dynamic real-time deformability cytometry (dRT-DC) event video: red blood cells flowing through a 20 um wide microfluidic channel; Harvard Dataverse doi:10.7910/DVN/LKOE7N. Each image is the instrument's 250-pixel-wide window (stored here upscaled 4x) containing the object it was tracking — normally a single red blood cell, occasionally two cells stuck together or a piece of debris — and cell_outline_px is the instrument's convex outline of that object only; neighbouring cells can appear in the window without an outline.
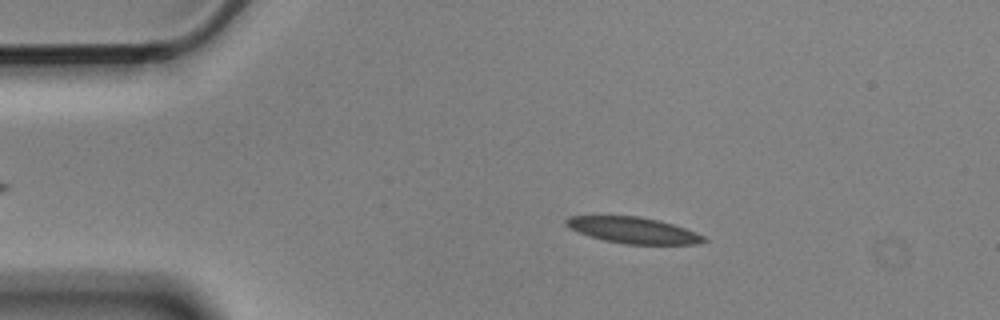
{"species": "Egyptian fruit bat (a non-hibernating species)", "species_latin": "Rousettus aegyptiacus", "temperature_condition": "cold", "stored_images_in_passage": 5, "camera_frame_rate_fps": 3000, "um_per_image_px": 0.085, "animal": {"sex": "male"}, "frame": {"image": 1, "passage_image": 2, "time_ms": 0.333, "image_size_px": [1000, 320], "cell_outline_px": [[708, 240], [696, 244], [624, 244], [604, 240], [588, 236], [568, 228], [564, 224], [564, 220], [568, 216], [636, 216], [656, 220], [672, 224], [684, 228], [704, 236]], "centroid_in_image_um": [53.76, 19.57], "position_along_channel_um": 31.2, "area_um2": 20.87}}
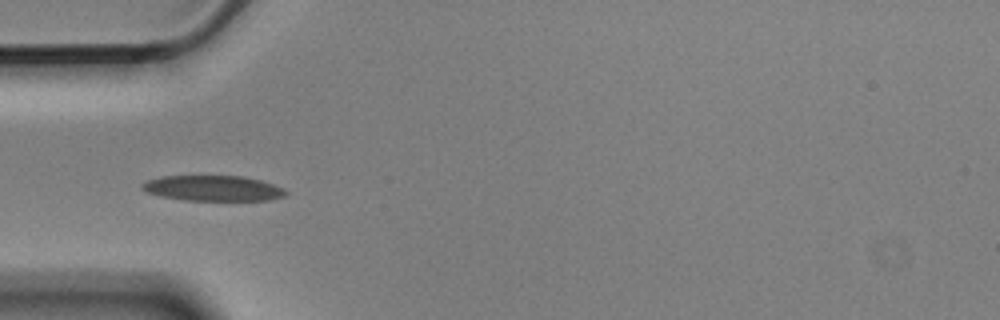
{"frame": {"image": 2, "passage_image": 4, "time_ms": 1.0, "image_size_px": [1000, 320], "cell_outline_px": [[288, 192], [284, 196], [268, 200], [184, 200], [160, 196], [148, 192], [140, 188], [140, 184], [144, 180], [160, 176], [244, 176], [260, 180], [284, 188]], "centroid_in_image_um": [18.06, 15.99], "position_along_channel_um": 66.9, "area_um2": 21.39}}
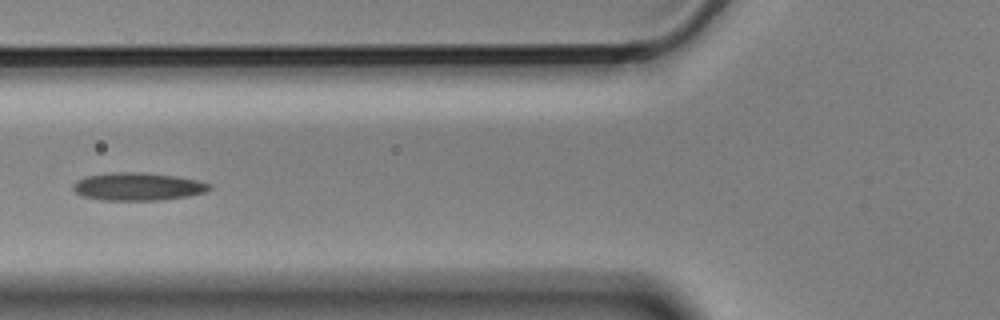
{"frame": {"image": 3, "passage_image": 5, "time_ms": 1.333, "image_size_px": [1000, 320], "cell_outline_px": [[212, 188], [204, 192], [188, 196], [160, 200], [104, 200], [84, 196], [76, 192], [72, 188], [72, 184], [76, 180], [84, 176], [112, 172], [144, 172], [176, 176], [196, 180], [212, 184]], "centroid_in_image_um": [11.7, 15.85], "position_along_channel_um": 114.1, "area_um2": 22.2}}